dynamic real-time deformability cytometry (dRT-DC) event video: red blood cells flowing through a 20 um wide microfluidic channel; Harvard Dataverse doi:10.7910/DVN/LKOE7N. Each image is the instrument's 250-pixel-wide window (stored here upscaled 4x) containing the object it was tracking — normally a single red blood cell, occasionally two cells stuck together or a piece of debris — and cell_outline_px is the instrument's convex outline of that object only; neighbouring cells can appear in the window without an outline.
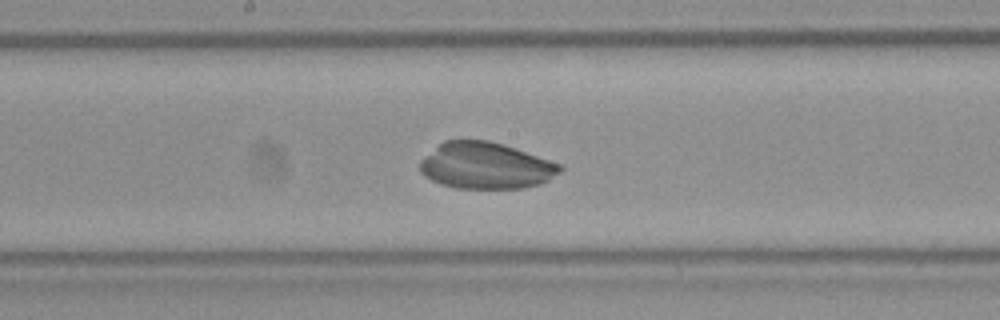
{"species": "Egyptian fruit bat (a non-hibernating species)", "species_latin": "Rousettus aegyptiacus", "temperature_condition": "room temperature", "stored_images_in_passage": 30, "camera_frame_rate_fps": 3000, "um_per_image_px": 0.085, "frame": {"image": 1, "passage_image": 13, "time_ms": 4.0, "image_size_px": [1000, 320], "cell_outline_px": [[564, 168], [560, 172], [548, 180], [540, 184], [524, 188], [456, 188], [440, 184], [424, 176], [420, 172], [420, 160], [444, 140], [488, 140], [504, 144], [560, 164]], "centroid_in_image_um": [41.28, 14.08], "position_along_channel_um": 206.9, "area_um2": 37.86}}
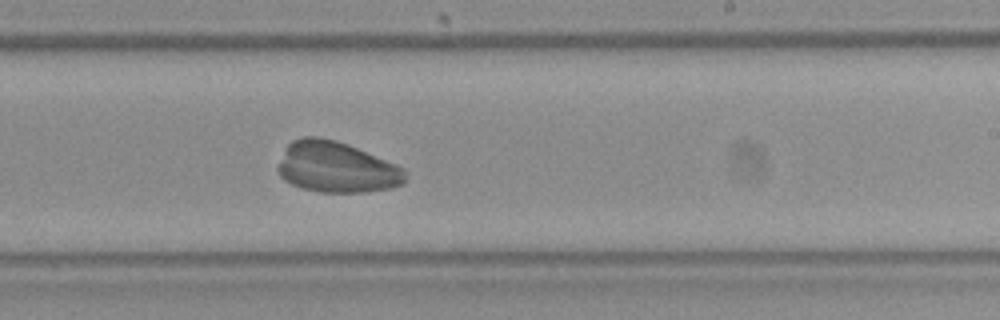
{"frame": {"image": 2, "passage_image": 17, "time_ms": 5.333, "image_size_px": [1000, 320], "cell_outline_px": [[404, 184], [392, 188], [364, 192], [320, 192], [304, 188], [292, 184], [284, 180], [280, 176], [276, 168], [284, 148], [292, 140], [304, 136], [316, 136], [336, 140], [348, 144], [404, 168]], "centroid_in_image_um": [28.55, 14.21], "position_along_channel_um": 260.4, "area_um2": 37.74}}
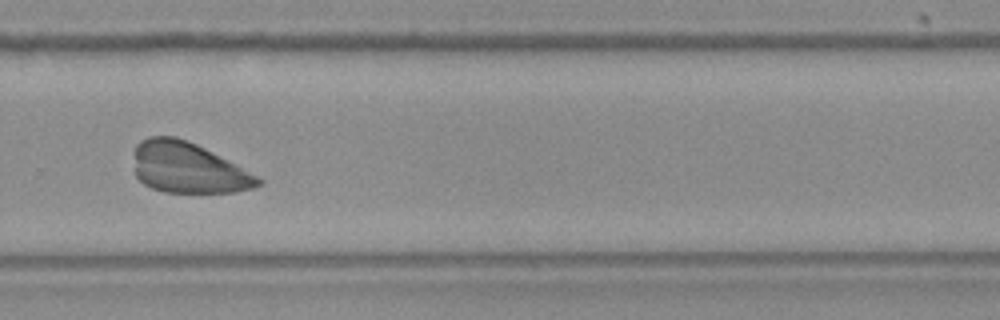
{"frame": {"image": 3, "passage_image": 21, "time_ms": 6.667, "image_size_px": [1000, 320], "cell_outline_px": [[264, 184], [252, 188], [236, 192], [164, 192], [152, 188], [144, 184], [136, 176], [132, 152], [136, 144], [140, 140], [148, 136], [176, 136], [188, 140], [204, 148], [264, 180]], "centroid_in_image_um": [15.93, 14.25], "position_along_channel_um": 313.9, "area_um2": 36.76}}